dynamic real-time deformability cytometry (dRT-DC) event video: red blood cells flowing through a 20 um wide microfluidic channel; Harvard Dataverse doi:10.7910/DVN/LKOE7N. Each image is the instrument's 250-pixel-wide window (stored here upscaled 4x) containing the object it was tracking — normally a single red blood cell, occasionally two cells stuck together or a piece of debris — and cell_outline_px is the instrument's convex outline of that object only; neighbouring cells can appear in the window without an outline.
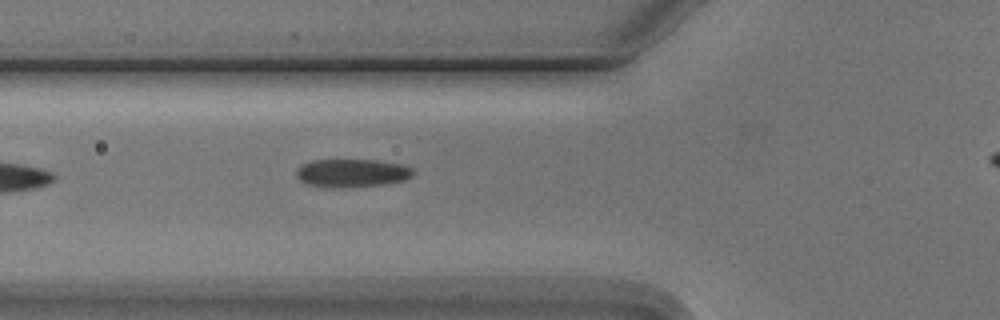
{"species": "Egyptian fruit bat (a non-hibernating species)", "species_latin": "Rousettus aegyptiacus", "temperature_condition": "cold", "stored_images_in_passage": 3, "segment_of_instrument_passage": [1, 2], "camera_frame_rate_fps": 3000, "um_per_image_px": 0.085, "animal": {"sex": "male"}, "frame": {"image": 1, "passage_image": 2, "time_ms": 1.333, "image_size_px": [1000, 320], "cell_outline_px": [[416, 172], [412, 176], [404, 180], [384, 184], [304, 184], [296, 176], [296, 168], [312, 160], [380, 160], [404, 164], [412, 168]], "centroid_in_image_um": [29.99, 14.63], "position_along_channel_um": 95.8, "area_um2": 18.21}}